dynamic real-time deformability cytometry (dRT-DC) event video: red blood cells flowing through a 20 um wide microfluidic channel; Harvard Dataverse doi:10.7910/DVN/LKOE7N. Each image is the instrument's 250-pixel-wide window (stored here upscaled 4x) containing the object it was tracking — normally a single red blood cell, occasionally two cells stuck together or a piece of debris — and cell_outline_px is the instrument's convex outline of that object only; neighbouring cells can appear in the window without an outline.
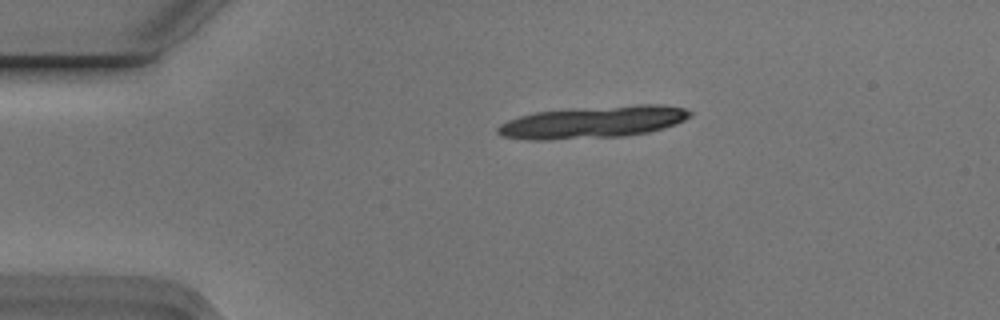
{"species": "Egyptian fruit bat (a non-hibernating species)", "species_latin": "Rousettus aegyptiacus", "temperature_condition": "cold", "stored_images_in_passage": 3, "segment_of_instrument_passage": [1, 2], "camera_frame_rate_fps": 3000, "um_per_image_px": 0.085, "animal": {"sex": "male"}, "frame": {"image": 1, "passage_image": 1, "time_ms": 0.0, "image_size_px": [1000, 320], "cell_outline_px": [[692, 116], [676, 124], [664, 128], [648, 132], [624, 136], [548, 140], [528, 140], [500, 136], [496, 132], [496, 128], [500, 124], [508, 120], [520, 116], [536, 112], [636, 104], [660, 104], [684, 108], [692, 112]], "centroid_in_image_um": [50.41, 10.39], "position_along_channel_um": 34.6, "area_um2": 35.95}}